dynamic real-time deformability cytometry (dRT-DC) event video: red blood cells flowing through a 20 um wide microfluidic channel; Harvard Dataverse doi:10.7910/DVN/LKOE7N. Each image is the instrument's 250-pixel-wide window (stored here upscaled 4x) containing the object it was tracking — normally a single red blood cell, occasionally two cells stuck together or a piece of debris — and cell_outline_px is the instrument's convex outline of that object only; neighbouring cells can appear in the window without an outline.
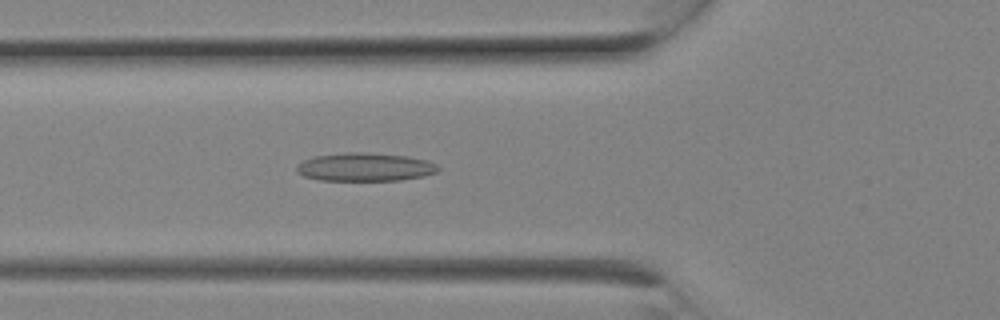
{"species": "Egyptian fruit bat (a non-hibernating species)", "species_latin": "Rousettus aegyptiacus", "temperature_condition": "room temperature", "stored_images_in_passage": 6, "camera_frame_rate_fps": 3000, "um_per_image_px": 0.085, "animal": {"sex": "female"}, "frame": {"image": 1, "passage_image": 6, "time_ms": 1.667, "image_size_px": [1000, 320], "cell_outline_px": [[440, 168], [436, 172], [424, 176], [400, 180], [320, 180], [304, 176], [296, 172], [296, 168], [304, 160], [316, 156], [348, 152], [364, 152], [408, 156], [428, 160], [436, 164]], "centroid_in_image_um": [31.06, 14.19], "position_along_channel_um": 94.7, "area_um2": 23.24}}